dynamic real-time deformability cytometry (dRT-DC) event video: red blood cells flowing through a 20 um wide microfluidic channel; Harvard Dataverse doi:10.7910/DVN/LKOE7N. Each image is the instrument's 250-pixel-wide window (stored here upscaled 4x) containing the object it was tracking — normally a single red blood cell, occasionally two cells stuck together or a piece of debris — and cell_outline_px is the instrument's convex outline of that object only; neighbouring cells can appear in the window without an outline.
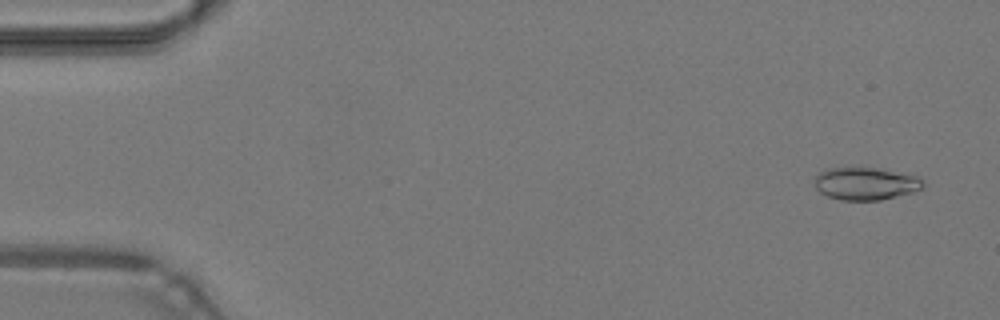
{"species": "common noctule bat (a hibernating species)", "species_latin": "Nyctalus noctula", "temperature_condition": "warm", "stored_images_in_passage": 8, "camera_frame_rate_fps": 3000, "um_per_image_px": 0.085, "animal": {"sex": "male", "body_mass_g": 19.2, "forearm_length_mm": 51.8}, "frame": {"image": 1, "passage_image": 2, "time_ms": 0.333, "image_size_px": [1000, 320], "cell_outline_px": [[924, 188], [912, 192], [880, 200], [840, 200], [828, 196], [820, 192], [816, 188], [812, 180], [820, 172], [828, 168], [884, 168], [908, 172], [920, 176], [924, 180]], "centroid_in_image_um": [73.64, 15.59], "position_along_channel_um": 11.4, "area_um2": 21.1}}